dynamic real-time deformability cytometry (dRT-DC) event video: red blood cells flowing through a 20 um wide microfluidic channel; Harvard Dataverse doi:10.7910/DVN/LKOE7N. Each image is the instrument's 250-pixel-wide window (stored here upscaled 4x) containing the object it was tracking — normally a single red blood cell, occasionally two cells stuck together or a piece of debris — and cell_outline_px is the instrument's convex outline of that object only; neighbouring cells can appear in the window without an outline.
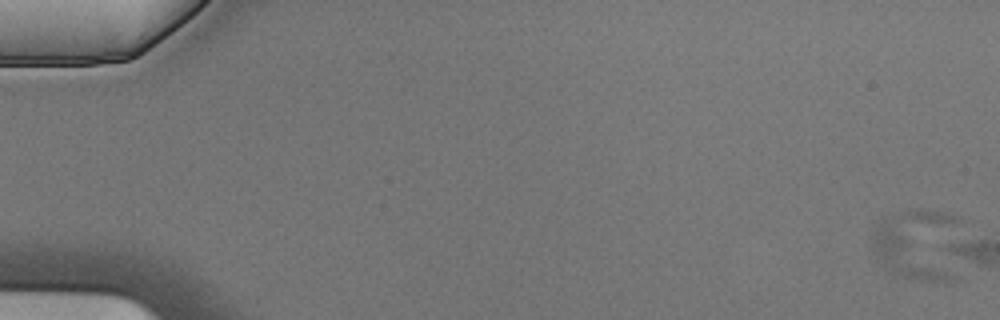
{"species": "Egyptian fruit bat (a non-hibernating species)", "species_latin": "Rousettus aegyptiacus", "temperature_condition": "cold", "stored_images_in_passage": 8, "camera_frame_rate_fps": 3000, "um_per_image_px": 0.085, "animal": {"sex": "male"}, "frame": {"image": 1, "passage_image": 1, "time_ms": 0.0, "image_size_px": [1000, 320], "cell_outline_px": [[960, 280], [916, 280], [900, 276], [884, 268], [872, 252], [872, 232], [880, 220], [884, 216], [908, 208], [920, 208], [956, 216], [960, 220]], "centroid_in_image_um": [78.12, 20.79], "position_along_channel_um": 6.9, "area_um2": 39.54}}